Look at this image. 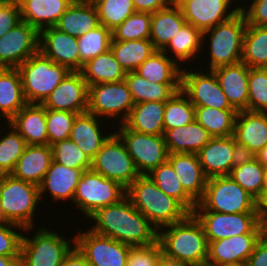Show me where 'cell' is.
Segmentation results:
<instances>
[{
  "label": "cell",
  "mask_w": 267,
  "mask_h": 266,
  "mask_svg": "<svg viewBox=\"0 0 267 266\" xmlns=\"http://www.w3.org/2000/svg\"><path fill=\"white\" fill-rule=\"evenodd\" d=\"M89 218L95 223L90 230L132 247L150 246L157 242L158 230L127 196L118 203L98 209Z\"/></svg>",
  "instance_id": "obj_1"
},
{
  "label": "cell",
  "mask_w": 267,
  "mask_h": 266,
  "mask_svg": "<svg viewBox=\"0 0 267 266\" xmlns=\"http://www.w3.org/2000/svg\"><path fill=\"white\" fill-rule=\"evenodd\" d=\"M162 253L194 266H206L208 242L202 224L190 213L183 221L158 230Z\"/></svg>",
  "instance_id": "obj_2"
},
{
  "label": "cell",
  "mask_w": 267,
  "mask_h": 266,
  "mask_svg": "<svg viewBox=\"0 0 267 266\" xmlns=\"http://www.w3.org/2000/svg\"><path fill=\"white\" fill-rule=\"evenodd\" d=\"M126 196L157 229L183 221L190 212L175 198L164 194L147 176L140 175L126 188Z\"/></svg>",
  "instance_id": "obj_3"
},
{
  "label": "cell",
  "mask_w": 267,
  "mask_h": 266,
  "mask_svg": "<svg viewBox=\"0 0 267 266\" xmlns=\"http://www.w3.org/2000/svg\"><path fill=\"white\" fill-rule=\"evenodd\" d=\"M39 201V186L17 179L11 174H2L0 206L4 222L17 224L25 228V233L29 232L35 227L34 213Z\"/></svg>",
  "instance_id": "obj_4"
},
{
  "label": "cell",
  "mask_w": 267,
  "mask_h": 266,
  "mask_svg": "<svg viewBox=\"0 0 267 266\" xmlns=\"http://www.w3.org/2000/svg\"><path fill=\"white\" fill-rule=\"evenodd\" d=\"M246 26V18L243 12L239 10L230 19L202 33V48L204 46L208 47L204 42L210 40L209 48H207L210 62L206 67L207 69L213 70L220 66L241 62Z\"/></svg>",
  "instance_id": "obj_5"
},
{
  "label": "cell",
  "mask_w": 267,
  "mask_h": 266,
  "mask_svg": "<svg viewBox=\"0 0 267 266\" xmlns=\"http://www.w3.org/2000/svg\"><path fill=\"white\" fill-rule=\"evenodd\" d=\"M17 70L28 104H42L71 72L65 66L54 63L40 51L18 66Z\"/></svg>",
  "instance_id": "obj_6"
},
{
  "label": "cell",
  "mask_w": 267,
  "mask_h": 266,
  "mask_svg": "<svg viewBox=\"0 0 267 266\" xmlns=\"http://www.w3.org/2000/svg\"><path fill=\"white\" fill-rule=\"evenodd\" d=\"M194 211L220 213L259 212V202L229 176L208 178Z\"/></svg>",
  "instance_id": "obj_7"
},
{
  "label": "cell",
  "mask_w": 267,
  "mask_h": 266,
  "mask_svg": "<svg viewBox=\"0 0 267 266\" xmlns=\"http://www.w3.org/2000/svg\"><path fill=\"white\" fill-rule=\"evenodd\" d=\"M31 237L23 234L19 266H61L65 256L75 246V237L71 238L72 244L46 227H40Z\"/></svg>",
  "instance_id": "obj_8"
},
{
  "label": "cell",
  "mask_w": 267,
  "mask_h": 266,
  "mask_svg": "<svg viewBox=\"0 0 267 266\" xmlns=\"http://www.w3.org/2000/svg\"><path fill=\"white\" fill-rule=\"evenodd\" d=\"M125 197L126 188L122 184L89 169L81 174L71 203L89 219L98 209L118 203Z\"/></svg>",
  "instance_id": "obj_9"
},
{
  "label": "cell",
  "mask_w": 267,
  "mask_h": 266,
  "mask_svg": "<svg viewBox=\"0 0 267 266\" xmlns=\"http://www.w3.org/2000/svg\"><path fill=\"white\" fill-rule=\"evenodd\" d=\"M202 224L207 242L243 234H265L259 212L220 213L214 211H193Z\"/></svg>",
  "instance_id": "obj_10"
},
{
  "label": "cell",
  "mask_w": 267,
  "mask_h": 266,
  "mask_svg": "<svg viewBox=\"0 0 267 266\" xmlns=\"http://www.w3.org/2000/svg\"><path fill=\"white\" fill-rule=\"evenodd\" d=\"M114 131L124 142L127 152L133 159L140 175H148L153 169L168 160L164 135H149L135 132L124 123Z\"/></svg>",
  "instance_id": "obj_11"
},
{
  "label": "cell",
  "mask_w": 267,
  "mask_h": 266,
  "mask_svg": "<svg viewBox=\"0 0 267 266\" xmlns=\"http://www.w3.org/2000/svg\"><path fill=\"white\" fill-rule=\"evenodd\" d=\"M134 104L125 80L88 86L87 112L98 118L108 120L118 117V123L122 124L129 117Z\"/></svg>",
  "instance_id": "obj_12"
},
{
  "label": "cell",
  "mask_w": 267,
  "mask_h": 266,
  "mask_svg": "<svg viewBox=\"0 0 267 266\" xmlns=\"http://www.w3.org/2000/svg\"><path fill=\"white\" fill-rule=\"evenodd\" d=\"M91 169L105 178L117 181L125 188L140 176L124 142L116 133H112L102 144L92 159Z\"/></svg>",
  "instance_id": "obj_13"
},
{
  "label": "cell",
  "mask_w": 267,
  "mask_h": 266,
  "mask_svg": "<svg viewBox=\"0 0 267 266\" xmlns=\"http://www.w3.org/2000/svg\"><path fill=\"white\" fill-rule=\"evenodd\" d=\"M75 246L90 266H126L132 246L88 229L75 235Z\"/></svg>",
  "instance_id": "obj_14"
},
{
  "label": "cell",
  "mask_w": 267,
  "mask_h": 266,
  "mask_svg": "<svg viewBox=\"0 0 267 266\" xmlns=\"http://www.w3.org/2000/svg\"><path fill=\"white\" fill-rule=\"evenodd\" d=\"M181 91L195 107L234 109L212 70L194 72L182 68Z\"/></svg>",
  "instance_id": "obj_15"
},
{
  "label": "cell",
  "mask_w": 267,
  "mask_h": 266,
  "mask_svg": "<svg viewBox=\"0 0 267 266\" xmlns=\"http://www.w3.org/2000/svg\"><path fill=\"white\" fill-rule=\"evenodd\" d=\"M39 51V31L21 21L0 37V68H17Z\"/></svg>",
  "instance_id": "obj_16"
},
{
  "label": "cell",
  "mask_w": 267,
  "mask_h": 266,
  "mask_svg": "<svg viewBox=\"0 0 267 266\" xmlns=\"http://www.w3.org/2000/svg\"><path fill=\"white\" fill-rule=\"evenodd\" d=\"M207 178L229 176L238 159L242 156L233 135L212 137L197 153Z\"/></svg>",
  "instance_id": "obj_17"
},
{
  "label": "cell",
  "mask_w": 267,
  "mask_h": 266,
  "mask_svg": "<svg viewBox=\"0 0 267 266\" xmlns=\"http://www.w3.org/2000/svg\"><path fill=\"white\" fill-rule=\"evenodd\" d=\"M175 3L179 6L186 22L202 33L230 19L240 10L238 5L232 9V0H177Z\"/></svg>",
  "instance_id": "obj_18"
},
{
  "label": "cell",
  "mask_w": 267,
  "mask_h": 266,
  "mask_svg": "<svg viewBox=\"0 0 267 266\" xmlns=\"http://www.w3.org/2000/svg\"><path fill=\"white\" fill-rule=\"evenodd\" d=\"M46 109L87 112L88 85L81 72H70L42 103Z\"/></svg>",
  "instance_id": "obj_19"
},
{
  "label": "cell",
  "mask_w": 267,
  "mask_h": 266,
  "mask_svg": "<svg viewBox=\"0 0 267 266\" xmlns=\"http://www.w3.org/2000/svg\"><path fill=\"white\" fill-rule=\"evenodd\" d=\"M233 137L241 155L254 156L267 145V112L238 111Z\"/></svg>",
  "instance_id": "obj_20"
},
{
  "label": "cell",
  "mask_w": 267,
  "mask_h": 266,
  "mask_svg": "<svg viewBox=\"0 0 267 266\" xmlns=\"http://www.w3.org/2000/svg\"><path fill=\"white\" fill-rule=\"evenodd\" d=\"M39 51L54 63L61 64L71 72H80V54L77 38L47 27L39 31Z\"/></svg>",
  "instance_id": "obj_21"
},
{
  "label": "cell",
  "mask_w": 267,
  "mask_h": 266,
  "mask_svg": "<svg viewBox=\"0 0 267 266\" xmlns=\"http://www.w3.org/2000/svg\"><path fill=\"white\" fill-rule=\"evenodd\" d=\"M264 234H243L208 243L206 265H246L256 243Z\"/></svg>",
  "instance_id": "obj_22"
},
{
  "label": "cell",
  "mask_w": 267,
  "mask_h": 266,
  "mask_svg": "<svg viewBox=\"0 0 267 266\" xmlns=\"http://www.w3.org/2000/svg\"><path fill=\"white\" fill-rule=\"evenodd\" d=\"M231 106L238 111H248L249 67L243 62L224 65L212 70Z\"/></svg>",
  "instance_id": "obj_23"
},
{
  "label": "cell",
  "mask_w": 267,
  "mask_h": 266,
  "mask_svg": "<svg viewBox=\"0 0 267 266\" xmlns=\"http://www.w3.org/2000/svg\"><path fill=\"white\" fill-rule=\"evenodd\" d=\"M83 172L82 169L68 168L52 161L39 185L40 199L49 192L56 203L61 200L73 201L78 181Z\"/></svg>",
  "instance_id": "obj_24"
},
{
  "label": "cell",
  "mask_w": 267,
  "mask_h": 266,
  "mask_svg": "<svg viewBox=\"0 0 267 266\" xmlns=\"http://www.w3.org/2000/svg\"><path fill=\"white\" fill-rule=\"evenodd\" d=\"M183 189L198 202L204 195L208 178L205 176L196 153H172L168 155Z\"/></svg>",
  "instance_id": "obj_25"
},
{
  "label": "cell",
  "mask_w": 267,
  "mask_h": 266,
  "mask_svg": "<svg viewBox=\"0 0 267 266\" xmlns=\"http://www.w3.org/2000/svg\"><path fill=\"white\" fill-rule=\"evenodd\" d=\"M101 121L96 115L89 112L78 114L74 120L69 139L92 160L101 149L102 144L111 136L105 132ZM103 129V130H101ZM102 131V132H101Z\"/></svg>",
  "instance_id": "obj_26"
},
{
  "label": "cell",
  "mask_w": 267,
  "mask_h": 266,
  "mask_svg": "<svg viewBox=\"0 0 267 266\" xmlns=\"http://www.w3.org/2000/svg\"><path fill=\"white\" fill-rule=\"evenodd\" d=\"M52 161L51 146L27 145L10 174L17 179L39 186Z\"/></svg>",
  "instance_id": "obj_27"
},
{
  "label": "cell",
  "mask_w": 267,
  "mask_h": 266,
  "mask_svg": "<svg viewBox=\"0 0 267 266\" xmlns=\"http://www.w3.org/2000/svg\"><path fill=\"white\" fill-rule=\"evenodd\" d=\"M22 21L41 31L54 27L73 0H17Z\"/></svg>",
  "instance_id": "obj_28"
},
{
  "label": "cell",
  "mask_w": 267,
  "mask_h": 266,
  "mask_svg": "<svg viewBox=\"0 0 267 266\" xmlns=\"http://www.w3.org/2000/svg\"><path fill=\"white\" fill-rule=\"evenodd\" d=\"M27 145H48L46 108L42 104H27L10 121Z\"/></svg>",
  "instance_id": "obj_29"
},
{
  "label": "cell",
  "mask_w": 267,
  "mask_h": 266,
  "mask_svg": "<svg viewBox=\"0 0 267 266\" xmlns=\"http://www.w3.org/2000/svg\"><path fill=\"white\" fill-rule=\"evenodd\" d=\"M98 25L100 22L96 6L75 0L54 27L72 37L79 38Z\"/></svg>",
  "instance_id": "obj_30"
},
{
  "label": "cell",
  "mask_w": 267,
  "mask_h": 266,
  "mask_svg": "<svg viewBox=\"0 0 267 266\" xmlns=\"http://www.w3.org/2000/svg\"><path fill=\"white\" fill-rule=\"evenodd\" d=\"M27 104L17 68H0V118L9 122Z\"/></svg>",
  "instance_id": "obj_31"
},
{
  "label": "cell",
  "mask_w": 267,
  "mask_h": 266,
  "mask_svg": "<svg viewBox=\"0 0 267 266\" xmlns=\"http://www.w3.org/2000/svg\"><path fill=\"white\" fill-rule=\"evenodd\" d=\"M164 137L169 154H197L212 138L196 120L182 127L168 129Z\"/></svg>",
  "instance_id": "obj_32"
},
{
  "label": "cell",
  "mask_w": 267,
  "mask_h": 266,
  "mask_svg": "<svg viewBox=\"0 0 267 266\" xmlns=\"http://www.w3.org/2000/svg\"><path fill=\"white\" fill-rule=\"evenodd\" d=\"M186 23L175 2L152 13L150 41L154 48L161 51Z\"/></svg>",
  "instance_id": "obj_33"
},
{
  "label": "cell",
  "mask_w": 267,
  "mask_h": 266,
  "mask_svg": "<svg viewBox=\"0 0 267 266\" xmlns=\"http://www.w3.org/2000/svg\"><path fill=\"white\" fill-rule=\"evenodd\" d=\"M165 102L151 101L134 104L124 124L131 130L149 135H164Z\"/></svg>",
  "instance_id": "obj_34"
},
{
  "label": "cell",
  "mask_w": 267,
  "mask_h": 266,
  "mask_svg": "<svg viewBox=\"0 0 267 266\" xmlns=\"http://www.w3.org/2000/svg\"><path fill=\"white\" fill-rule=\"evenodd\" d=\"M124 80L135 104L151 101L166 102L181 90V83L151 82L135 71L127 72Z\"/></svg>",
  "instance_id": "obj_35"
},
{
  "label": "cell",
  "mask_w": 267,
  "mask_h": 266,
  "mask_svg": "<svg viewBox=\"0 0 267 266\" xmlns=\"http://www.w3.org/2000/svg\"><path fill=\"white\" fill-rule=\"evenodd\" d=\"M80 72L88 86L120 82L126 77L125 70L115 59L111 49L87 61Z\"/></svg>",
  "instance_id": "obj_36"
},
{
  "label": "cell",
  "mask_w": 267,
  "mask_h": 266,
  "mask_svg": "<svg viewBox=\"0 0 267 266\" xmlns=\"http://www.w3.org/2000/svg\"><path fill=\"white\" fill-rule=\"evenodd\" d=\"M135 72L155 83H181V66L160 50H156Z\"/></svg>",
  "instance_id": "obj_37"
},
{
  "label": "cell",
  "mask_w": 267,
  "mask_h": 266,
  "mask_svg": "<svg viewBox=\"0 0 267 266\" xmlns=\"http://www.w3.org/2000/svg\"><path fill=\"white\" fill-rule=\"evenodd\" d=\"M110 49L126 73L136 71L156 51L150 39L112 40Z\"/></svg>",
  "instance_id": "obj_38"
},
{
  "label": "cell",
  "mask_w": 267,
  "mask_h": 266,
  "mask_svg": "<svg viewBox=\"0 0 267 266\" xmlns=\"http://www.w3.org/2000/svg\"><path fill=\"white\" fill-rule=\"evenodd\" d=\"M264 167L253 156H241L229 177L258 202L263 199Z\"/></svg>",
  "instance_id": "obj_39"
},
{
  "label": "cell",
  "mask_w": 267,
  "mask_h": 266,
  "mask_svg": "<svg viewBox=\"0 0 267 266\" xmlns=\"http://www.w3.org/2000/svg\"><path fill=\"white\" fill-rule=\"evenodd\" d=\"M161 51L169 57L173 52L174 61L182 66L183 62L193 60L197 53L202 52V32L186 23Z\"/></svg>",
  "instance_id": "obj_40"
},
{
  "label": "cell",
  "mask_w": 267,
  "mask_h": 266,
  "mask_svg": "<svg viewBox=\"0 0 267 266\" xmlns=\"http://www.w3.org/2000/svg\"><path fill=\"white\" fill-rule=\"evenodd\" d=\"M147 176L164 194L178 200L190 213L194 211L197 202L183 189L168 160L153 169Z\"/></svg>",
  "instance_id": "obj_41"
},
{
  "label": "cell",
  "mask_w": 267,
  "mask_h": 266,
  "mask_svg": "<svg viewBox=\"0 0 267 266\" xmlns=\"http://www.w3.org/2000/svg\"><path fill=\"white\" fill-rule=\"evenodd\" d=\"M241 62L249 68H267V26H246Z\"/></svg>",
  "instance_id": "obj_42"
},
{
  "label": "cell",
  "mask_w": 267,
  "mask_h": 266,
  "mask_svg": "<svg viewBox=\"0 0 267 266\" xmlns=\"http://www.w3.org/2000/svg\"><path fill=\"white\" fill-rule=\"evenodd\" d=\"M237 111L235 109H216L195 107V120L202 125L212 137H227L234 133Z\"/></svg>",
  "instance_id": "obj_43"
},
{
  "label": "cell",
  "mask_w": 267,
  "mask_h": 266,
  "mask_svg": "<svg viewBox=\"0 0 267 266\" xmlns=\"http://www.w3.org/2000/svg\"><path fill=\"white\" fill-rule=\"evenodd\" d=\"M111 41L112 31L102 24L77 38L80 54V71L87 61L108 51Z\"/></svg>",
  "instance_id": "obj_44"
},
{
  "label": "cell",
  "mask_w": 267,
  "mask_h": 266,
  "mask_svg": "<svg viewBox=\"0 0 267 266\" xmlns=\"http://www.w3.org/2000/svg\"><path fill=\"white\" fill-rule=\"evenodd\" d=\"M195 120V106L180 90L165 102L164 130L182 127Z\"/></svg>",
  "instance_id": "obj_45"
},
{
  "label": "cell",
  "mask_w": 267,
  "mask_h": 266,
  "mask_svg": "<svg viewBox=\"0 0 267 266\" xmlns=\"http://www.w3.org/2000/svg\"><path fill=\"white\" fill-rule=\"evenodd\" d=\"M8 126V133L0 134V173L10 174L18 159L22 156L25 147L27 146L25 139L18 133V131L11 125ZM1 128V127H0ZM7 133V134H6Z\"/></svg>",
  "instance_id": "obj_46"
},
{
  "label": "cell",
  "mask_w": 267,
  "mask_h": 266,
  "mask_svg": "<svg viewBox=\"0 0 267 266\" xmlns=\"http://www.w3.org/2000/svg\"><path fill=\"white\" fill-rule=\"evenodd\" d=\"M151 13L135 12L112 30V40L150 39Z\"/></svg>",
  "instance_id": "obj_47"
},
{
  "label": "cell",
  "mask_w": 267,
  "mask_h": 266,
  "mask_svg": "<svg viewBox=\"0 0 267 266\" xmlns=\"http://www.w3.org/2000/svg\"><path fill=\"white\" fill-rule=\"evenodd\" d=\"M95 6L100 24L111 31L136 12L132 0H102Z\"/></svg>",
  "instance_id": "obj_48"
},
{
  "label": "cell",
  "mask_w": 267,
  "mask_h": 266,
  "mask_svg": "<svg viewBox=\"0 0 267 266\" xmlns=\"http://www.w3.org/2000/svg\"><path fill=\"white\" fill-rule=\"evenodd\" d=\"M53 161L68 168L89 170L92 160L72 140H62L51 145Z\"/></svg>",
  "instance_id": "obj_49"
},
{
  "label": "cell",
  "mask_w": 267,
  "mask_h": 266,
  "mask_svg": "<svg viewBox=\"0 0 267 266\" xmlns=\"http://www.w3.org/2000/svg\"><path fill=\"white\" fill-rule=\"evenodd\" d=\"M248 111L267 112V68H249Z\"/></svg>",
  "instance_id": "obj_50"
},
{
  "label": "cell",
  "mask_w": 267,
  "mask_h": 266,
  "mask_svg": "<svg viewBox=\"0 0 267 266\" xmlns=\"http://www.w3.org/2000/svg\"><path fill=\"white\" fill-rule=\"evenodd\" d=\"M77 115L69 111L46 109V128L49 146L58 141L69 139Z\"/></svg>",
  "instance_id": "obj_51"
},
{
  "label": "cell",
  "mask_w": 267,
  "mask_h": 266,
  "mask_svg": "<svg viewBox=\"0 0 267 266\" xmlns=\"http://www.w3.org/2000/svg\"><path fill=\"white\" fill-rule=\"evenodd\" d=\"M15 229V230H13ZM25 228L14 223H0V255L1 256H20L21 243Z\"/></svg>",
  "instance_id": "obj_52"
},
{
  "label": "cell",
  "mask_w": 267,
  "mask_h": 266,
  "mask_svg": "<svg viewBox=\"0 0 267 266\" xmlns=\"http://www.w3.org/2000/svg\"><path fill=\"white\" fill-rule=\"evenodd\" d=\"M161 254L158 241L150 246L131 247L126 266H156Z\"/></svg>",
  "instance_id": "obj_53"
},
{
  "label": "cell",
  "mask_w": 267,
  "mask_h": 266,
  "mask_svg": "<svg viewBox=\"0 0 267 266\" xmlns=\"http://www.w3.org/2000/svg\"><path fill=\"white\" fill-rule=\"evenodd\" d=\"M21 21L20 7L17 0H3L0 2V37Z\"/></svg>",
  "instance_id": "obj_54"
},
{
  "label": "cell",
  "mask_w": 267,
  "mask_h": 266,
  "mask_svg": "<svg viewBox=\"0 0 267 266\" xmlns=\"http://www.w3.org/2000/svg\"><path fill=\"white\" fill-rule=\"evenodd\" d=\"M240 6L248 25L267 26V0H251L249 6Z\"/></svg>",
  "instance_id": "obj_55"
},
{
  "label": "cell",
  "mask_w": 267,
  "mask_h": 266,
  "mask_svg": "<svg viewBox=\"0 0 267 266\" xmlns=\"http://www.w3.org/2000/svg\"><path fill=\"white\" fill-rule=\"evenodd\" d=\"M246 266H267V232L256 243Z\"/></svg>",
  "instance_id": "obj_56"
},
{
  "label": "cell",
  "mask_w": 267,
  "mask_h": 266,
  "mask_svg": "<svg viewBox=\"0 0 267 266\" xmlns=\"http://www.w3.org/2000/svg\"><path fill=\"white\" fill-rule=\"evenodd\" d=\"M136 12L154 13L168 7L171 0H132Z\"/></svg>",
  "instance_id": "obj_57"
},
{
  "label": "cell",
  "mask_w": 267,
  "mask_h": 266,
  "mask_svg": "<svg viewBox=\"0 0 267 266\" xmlns=\"http://www.w3.org/2000/svg\"><path fill=\"white\" fill-rule=\"evenodd\" d=\"M61 266H90L85 256L74 246L65 256Z\"/></svg>",
  "instance_id": "obj_58"
},
{
  "label": "cell",
  "mask_w": 267,
  "mask_h": 266,
  "mask_svg": "<svg viewBox=\"0 0 267 266\" xmlns=\"http://www.w3.org/2000/svg\"><path fill=\"white\" fill-rule=\"evenodd\" d=\"M156 266H194V265L177 259L169 258L162 253Z\"/></svg>",
  "instance_id": "obj_59"
},
{
  "label": "cell",
  "mask_w": 267,
  "mask_h": 266,
  "mask_svg": "<svg viewBox=\"0 0 267 266\" xmlns=\"http://www.w3.org/2000/svg\"><path fill=\"white\" fill-rule=\"evenodd\" d=\"M260 222L267 230V195L259 202Z\"/></svg>",
  "instance_id": "obj_60"
},
{
  "label": "cell",
  "mask_w": 267,
  "mask_h": 266,
  "mask_svg": "<svg viewBox=\"0 0 267 266\" xmlns=\"http://www.w3.org/2000/svg\"><path fill=\"white\" fill-rule=\"evenodd\" d=\"M20 256H1L0 266H19Z\"/></svg>",
  "instance_id": "obj_61"
},
{
  "label": "cell",
  "mask_w": 267,
  "mask_h": 266,
  "mask_svg": "<svg viewBox=\"0 0 267 266\" xmlns=\"http://www.w3.org/2000/svg\"><path fill=\"white\" fill-rule=\"evenodd\" d=\"M264 168H267V145L253 156Z\"/></svg>",
  "instance_id": "obj_62"
},
{
  "label": "cell",
  "mask_w": 267,
  "mask_h": 266,
  "mask_svg": "<svg viewBox=\"0 0 267 266\" xmlns=\"http://www.w3.org/2000/svg\"><path fill=\"white\" fill-rule=\"evenodd\" d=\"M267 195V168L264 169L263 177V198Z\"/></svg>",
  "instance_id": "obj_63"
},
{
  "label": "cell",
  "mask_w": 267,
  "mask_h": 266,
  "mask_svg": "<svg viewBox=\"0 0 267 266\" xmlns=\"http://www.w3.org/2000/svg\"><path fill=\"white\" fill-rule=\"evenodd\" d=\"M81 1L92 4L95 6L97 3H99L102 0H81Z\"/></svg>",
  "instance_id": "obj_64"
},
{
  "label": "cell",
  "mask_w": 267,
  "mask_h": 266,
  "mask_svg": "<svg viewBox=\"0 0 267 266\" xmlns=\"http://www.w3.org/2000/svg\"><path fill=\"white\" fill-rule=\"evenodd\" d=\"M206 266H246L242 264H223V265H206Z\"/></svg>",
  "instance_id": "obj_65"
},
{
  "label": "cell",
  "mask_w": 267,
  "mask_h": 266,
  "mask_svg": "<svg viewBox=\"0 0 267 266\" xmlns=\"http://www.w3.org/2000/svg\"><path fill=\"white\" fill-rule=\"evenodd\" d=\"M0 223H4V216L1 210V206H0Z\"/></svg>",
  "instance_id": "obj_66"
}]
</instances>
